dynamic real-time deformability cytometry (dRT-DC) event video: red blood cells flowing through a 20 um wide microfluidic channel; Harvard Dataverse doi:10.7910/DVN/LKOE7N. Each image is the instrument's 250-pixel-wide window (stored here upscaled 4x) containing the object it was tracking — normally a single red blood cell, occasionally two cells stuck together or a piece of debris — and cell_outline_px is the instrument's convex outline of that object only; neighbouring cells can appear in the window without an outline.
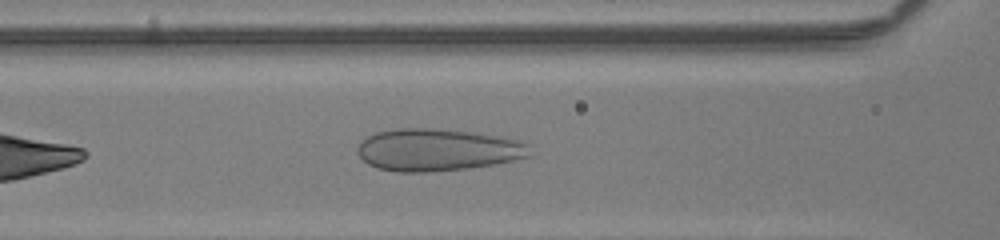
{"species": "human", "species_latin": "Homo sapiens", "temperature_condition": "room temperature", "stored_images_in_passage": 29, "camera_frame_rate_fps": 3000, "um_per_image_px": 0.085, "donor": {"sex": "male"}, "frame": {"image": 1, "passage_image": 6, "time_ms": 1.667, "image_size_px": [1000, 240], "cell_outline_px": [[532, 156], [492, 164], [464, 168], [432, 172], [396, 172], [376, 168], [368, 164], [356, 152], [356, 148], [360, 140], [376, 132], [400, 128], [432, 128], [472, 132], [504, 136], [528, 144]], "centroid_in_image_um": [37.15, 12.73], "position_along_channel_um": 129.4, "area_um2": 42.54}}
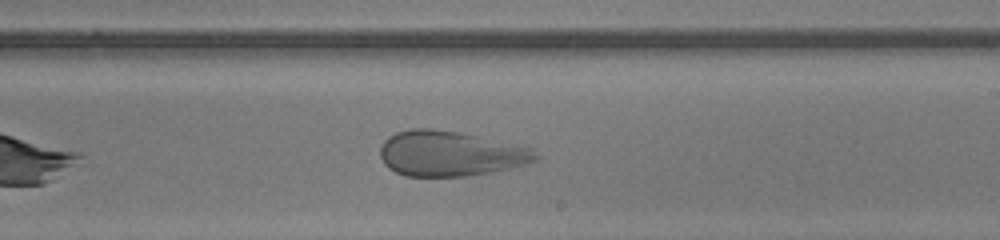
{"frame": {"image": 2, "passage_image": 15, "time_ms": 4.667, "image_size_px": [1000, 240], "cell_outline_px": [[540, 156], [536, 160], [524, 164], [492, 172], [468, 176], [404, 176], [388, 168], [384, 164], [380, 156], [380, 148], [384, 140], [388, 136], [396, 132], [412, 128], [432, 128], [456, 132], [476, 136], [532, 148]], "centroid_in_image_um": [38.21, 13.06], "position_along_channel_um": 250.8, "area_um2": 40.75}}
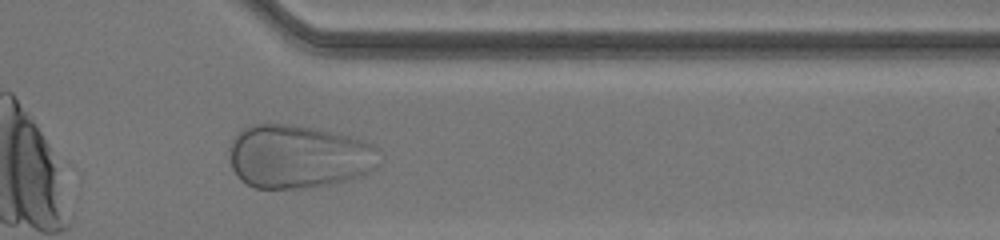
{"frame": {"image": 3, "passage_image": 25, "time_ms": 8.0, "image_size_px": [1000, 240], "cell_outline_px": [[380, 164], [376, 168], [364, 176], [332, 184], [304, 188], [256, 188], [240, 180], [232, 168], [228, 160], [228, 148], [236, 132], [252, 124], [292, 124], [312, 128], [348, 136], [364, 140], [372, 144], [376, 148]], "centroid_in_image_um": [25.34, 13.32], "position_along_channel_um": 386.1, "area_um2": 56.07}, "authors_computed_cell_mechanics": {"area_um2": 45.2574, "velocity_mm_per_s": 4.0428, "shape_relaxation_time_tau1_ms": 6.6287, "shape_relaxation_time_tau2_ms": null, "deformation_change_tau1": 0.1694, "deformation_change_tau2": null}}